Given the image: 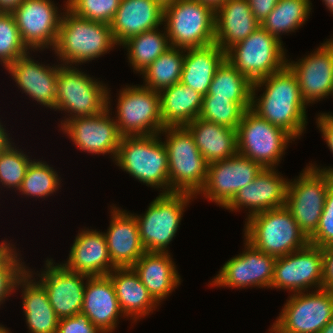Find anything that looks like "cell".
<instances>
[{
    "instance_id": "1",
    "label": "cell",
    "mask_w": 333,
    "mask_h": 333,
    "mask_svg": "<svg viewBox=\"0 0 333 333\" xmlns=\"http://www.w3.org/2000/svg\"><path fill=\"white\" fill-rule=\"evenodd\" d=\"M263 88L265 91L258 96L257 92ZM307 106L296 74L288 65L252 85L251 109L264 120L284 129L295 140L305 133Z\"/></svg>"
},
{
    "instance_id": "2",
    "label": "cell",
    "mask_w": 333,
    "mask_h": 333,
    "mask_svg": "<svg viewBox=\"0 0 333 333\" xmlns=\"http://www.w3.org/2000/svg\"><path fill=\"white\" fill-rule=\"evenodd\" d=\"M64 6L57 42L53 49L61 61L59 63L71 66L86 64L104 56L117 46L110 24L75 15L67 8V1Z\"/></svg>"
},
{
    "instance_id": "3",
    "label": "cell",
    "mask_w": 333,
    "mask_h": 333,
    "mask_svg": "<svg viewBox=\"0 0 333 333\" xmlns=\"http://www.w3.org/2000/svg\"><path fill=\"white\" fill-rule=\"evenodd\" d=\"M161 139L159 134L122 136L113 162L146 186L169 193L168 157Z\"/></svg>"
},
{
    "instance_id": "4",
    "label": "cell",
    "mask_w": 333,
    "mask_h": 333,
    "mask_svg": "<svg viewBox=\"0 0 333 333\" xmlns=\"http://www.w3.org/2000/svg\"><path fill=\"white\" fill-rule=\"evenodd\" d=\"M245 220L244 239L257 250L275 258L309 243L286 206L254 214Z\"/></svg>"
},
{
    "instance_id": "5",
    "label": "cell",
    "mask_w": 333,
    "mask_h": 333,
    "mask_svg": "<svg viewBox=\"0 0 333 333\" xmlns=\"http://www.w3.org/2000/svg\"><path fill=\"white\" fill-rule=\"evenodd\" d=\"M164 146L169 166V193L185 192L196 196L205 185L208 163L185 126H167Z\"/></svg>"
},
{
    "instance_id": "6",
    "label": "cell",
    "mask_w": 333,
    "mask_h": 333,
    "mask_svg": "<svg viewBox=\"0 0 333 333\" xmlns=\"http://www.w3.org/2000/svg\"><path fill=\"white\" fill-rule=\"evenodd\" d=\"M107 108L108 87L105 83L75 66L59 64L55 111L69 113L60 121L59 127L72 118L95 116Z\"/></svg>"
},
{
    "instance_id": "7",
    "label": "cell",
    "mask_w": 333,
    "mask_h": 333,
    "mask_svg": "<svg viewBox=\"0 0 333 333\" xmlns=\"http://www.w3.org/2000/svg\"><path fill=\"white\" fill-rule=\"evenodd\" d=\"M163 25L171 47L189 49L215 43V9L199 0L164 6Z\"/></svg>"
},
{
    "instance_id": "8",
    "label": "cell",
    "mask_w": 333,
    "mask_h": 333,
    "mask_svg": "<svg viewBox=\"0 0 333 333\" xmlns=\"http://www.w3.org/2000/svg\"><path fill=\"white\" fill-rule=\"evenodd\" d=\"M196 196L185 192L160 193L144 214H135L141 243L148 252H169L183 212Z\"/></svg>"
},
{
    "instance_id": "9",
    "label": "cell",
    "mask_w": 333,
    "mask_h": 333,
    "mask_svg": "<svg viewBox=\"0 0 333 333\" xmlns=\"http://www.w3.org/2000/svg\"><path fill=\"white\" fill-rule=\"evenodd\" d=\"M282 41L261 26L226 51L228 60L252 84L287 65Z\"/></svg>"
},
{
    "instance_id": "10",
    "label": "cell",
    "mask_w": 333,
    "mask_h": 333,
    "mask_svg": "<svg viewBox=\"0 0 333 333\" xmlns=\"http://www.w3.org/2000/svg\"><path fill=\"white\" fill-rule=\"evenodd\" d=\"M292 141L295 139L288 132L264 120L251 108L244 111L237 128L238 154L263 168H276Z\"/></svg>"
},
{
    "instance_id": "11",
    "label": "cell",
    "mask_w": 333,
    "mask_h": 333,
    "mask_svg": "<svg viewBox=\"0 0 333 333\" xmlns=\"http://www.w3.org/2000/svg\"><path fill=\"white\" fill-rule=\"evenodd\" d=\"M309 165L297 178L289 180L285 204L308 239L317 229L327 192L333 185L331 174Z\"/></svg>"
},
{
    "instance_id": "12",
    "label": "cell",
    "mask_w": 333,
    "mask_h": 333,
    "mask_svg": "<svg viewBox=\"0 0 333 333\" xmlns=\"http://www.w3.org/2000/svg\"><path fill=\"white\" fill-rule=\"evenodd\" d=\"M125 86L118 93L114 117L119 134L121 136L159 134L165 128L160 113L159 92L143 85Z\"/></svg>"
},
{
    "instance_id": "13",
    "label": "cell",
    "mask_w": 333,
    "mask_h": 333,
    "mask_svg": "<svg viewBox=\"0 0 333 333\" xmlns=\"http://www.w3.org/2000/svg\"><path fill=\"white\" fill-rule=\"evenodd\" d=\"M288 298L271 325L276 333H319L333 317L331 290L293 293Z\"/></svg>"
},
{
    "instance_id": "14",
    "label": "cell",
    "mask_w": 333,
    "mask_h": 333,
    "mask_svg": "<svg viewBox=\"0 0 333 333\" xmlns=\"http://www.w3.org/2000/svg\"><path fill=\"white\" fill-rule=\"evenodd\" d=\"M323 250L308 243L305 247L275 260L271 289L292 294L323 289ZM314 286V287H313Z\"/></svg>"
},
{
    "instance_id": "15",
    "label": "cell",
    "mask_w": 333,
    "mask_h": 333,
    "mask_svg": "<svg viewBox=\"0 0 333 333\" xmlns=\"http://www.w3.org/2000/svg\"><path fill=\"white\" fill-rule=\"evenodd\" d=\"M58 9L52 0H24L12 12L22 42L30 51L54 49L63 16Z\"/></svg>"
},
{
    "instance_id": "16",
    "label": "cell",
    "mask_w": 333,
    "mask_h": 333,
    "mask_svg": "<svg viewBox=\"0 0 333 333\" xmlns=\"http://www.w3.org/2000/svg\"><path fill=\"white\" fill-rule=\"evenodd\" d=\"M276 258L254 248L244 239V250L221 267L209 285L245 289L271 288Z\"/></svg>"
},
{
    "instance_id": "17",
    "label": "cell",
    "mask_w": 333,
    "mask_h": 333,
    "mask_svg": "<svg viewBox=\"0 0 333 333\" xmlns=\"http://www.w3.org/2000/svg\"><path fill=\"white\" fill-rule=\"evenodd\" d=\"M110 91L108 89V108L104 112L90 117L72 118L66 121L60 130L69 136L78 149L94 156L110 154L114 161L122 136L118 132L114 117L111 118L110 115L113 110L110 108Z\"/></svg>"
},
{
    "instance_id": "18",
    "label": "cell",
    "mask_w": 333,
    "mask_h": 333,
    "mask_svg": "<svg viewBox=\"0 0 333 333\" xmlns=\"http://www.w3.org/2000/svg\"><path fill=\"white\" fill-rule=\"evenodd\" d=\"M54 259L45 260V269L37 274L27 267V271L40 279L38 282L47 292L49 302L59 319L81 313L84 290L89 276L68 270ZM86 280V281H84Z\"/></svg>"
},
{
    "instance_id": "19",
    "label": "cell",
    "mask_w": 333,
    "mask_h": 333,
    "mask_svg": "<svg viewBox=\"0 0 333 333\" xmlns=\"http://www.w3.org/2000/svg\"><path fill=\"white\" fill-rule=\"evenodd\" d=\"M263 167L251 159L236 154L208 164L205 185L197 195L225 207L247 184L253 182Z\"/></svg>"
},
{
    "instance_id": "20",
    "label": "cell",
    "mask_w": 333,
    "mask_h": 333,
    "mask_svg": "<svg viewBox=\"0 0 333 333\" xmlns=\"http://www.w3.org/2000/svg\"><path fill=\"white\" fill-rule=\"evenodd\" d=\"M296 74L302 98L307 105L318 102L333 92V38L298 61L287 60Z\"/></svg>"
},
{
    "instance_id": "21",
    "label": "cell",
    "mask_w": 333,
    "mask_h": 333,
    "mask_svg": "<svg viewBox=\"0 0 333 333\" xmlns=\"http://www.w3.org/2000/svg\"><path fill=\"white\" fill-rule=\"evenodd\" d=\"M276 168H263L255 180L240 189L224 207L230 211L247 209V218L254 214L285 206L287 198V180Z\"/></svg>"
},
{
    "instance_id": "22",
    "label": "cell",
    "mask_w": 333,
    "mask_h": 333,
    "mask_svg": "<svg viewBox=\"0 0 333 333\" xmlns=\"http://www.w3.org/2000/svg\"><path fill=\"white\" fill-rule=\"evenodd\" d=\"M30 52L16 59L5 69L16 82V86L29 98L37 101L43 107L55 111L56 83L59 70L58 65H45L30 57ZM50 65V66H49Z\"/></svg>"
},
{
    "instance_id": "23",
    "label": "cell",
    "mask_w": 333,
    "mask_h": 333,
    "mask_svg": "<svg viewBox=\"0 0 333 333\" xmlns=\"http://www.w3.org/2000/svg\"><path fill=\"white\" fill-rule=\"evenodd\" d=\"M110 225L105 234L112 264L116 268L132 267L146 252L134 213L110 206Z\"/></svg>"
},
{
    "instance_id": "24",
    "label": "cell",
    "mask_w": 333,
    "mask_h": 333,
    "mask_svg": "<svg viewBox=\"0 0 333 333\" xmlns=\"http://www.w3.org/2000/svg\"><path fill=\"white\" fill-rule=\"evenodd\" d=\"M79 232L70 248L67 261L61 264L68 270L89 277L108 275L116 267L112 264L104 232L89 228Z\"/></svg>"
},
{
    "instance_id": "25",
    "label": "cell",
    "mask_w": 333,
    "mask_h": 333,
    "mask_svg": "<svg viewBox=\"0 0 333 333\" xmlns=\"http://www.w3.org/2000/svg\"><path fill=\"white\" fill-rule=\"evenodd\" d=\"M164 7L155 0H121L110 23L117 46L133 36L163 25Z\"/></svg>"
},
{
    "instance_id": "26",
    "label": "cell",
    "mask_w": 333,
    "mask_h": 333,
    "mask_svg": "<svg viewBox=\"0 0 333 333\" xmlns=\"http://www.w3.org/2000/svg\"><path fill=\"white\" fill-rule=\"evenodd\" d=\"M81 313L102 333H112L119 317H124L111 279L106 276L88 277ZM119 316V317H118Z\"/></svg>"
},
{
    "instance_id": "27",
    "label": "cell",
    "mask_w": 333,
    "mask_h": 333,
    "mask_svg": "<svg viewBox=\"0 0 333 333\" xmlns=\"http://www.w3.org/2000/svg\"><path fill=\"white\" fill-rule=\"evenodd\" d=\"M172 258L170 252L146 251L132 266L159 305L181 284V277Z\"/></svg>"
},
{
    "instance_id": "28",
    "label": "cell",
    "mask_w": 333,
    "mask_h": 333,
    "mask_svg": "<svg viewBox=\"0 0 333 333\" xmlns=\"http://www.w3.org/2000/svg\"><path fill=\"white\" fill-rule=\"evenodd\" d=\"M259 27L248 0H227L215 9V43L225 52Z\"/></svg>"
},
{
    "instance_id": "29",
    "label": "cell",
    "mask_w": 333,
    "mask_h": 333,
    "mask_svg": "<svg viewBox=\"0 0 333 333\" xmlns=\"http://www.w3.org/2000/svg\"><path fill=\"white\" fill-rule=\"evenodd\" d=\"M107 276L113 283L124 318H133L132 323L149 316L158 307L132 267L115 268Z\"/></svg>"
},
{
    "instance_id": "30",
    "label": "cell",
    "mask_w": 333,
    "mask_h": 333,
    "mask_svg": "<svg viewBox=\"0 0 333 333\" xmlns=\"http://www.w3.org/2000/svg\"><path fill=\"white\" fill-rule=\"evenodd\" d=\"M31 278L33 276L26 270L15 286V291L22 288V308L29 333H56L59 318L44 287Z\"/></svg>"
},
{
    "instance_id": "31",
    "label": "cell",
    "mask_w": 333,
    "mask_h": 333,
    "mask_svg": "<svg viewBox=\"0 0 333 333\" xmlns=\"http://www.w3.org/2000/svg\"><path fill=\"white\" fill-rule=\"evenodd\" d=\"M185 127L208 164L233 157L237 152V130L196 118Z\"/></svg>"
},
{
    "instance_id": "32",
    "label": "cell",
    "mask_w": 333,
    "mask_h": 333,
    "mask_svg": "<svg viewBox=\"0 0 333 333\" xmlns=\"http://www.w3.org/2000/svg\"><path fill=\"white\" fill-rule=\"evenodd\" d=\"M226 59V52L216 43L199 48L185 49L180 82L207 95L213 76Z\"/></svg>"
},
{
    "instance_id": "33",
    "label": "cell",
    "mask_w": 333,
    "mask_h": 333,
    "mask_svg": "<svg viewBox=\"0 0 333 333\" xmlns=\"http://www.w3.org/2000/svg\"><path fill=\"white\" fill-rule=\"evenodd\" d=\"M163 126H185L199 117L203 95L181 82L159 92Z\"/></svg>"
},
{
    "instance_id": "34",
    "label": "cell",
    "mask_w": 333,
    "mask_h": 333,
    "mask_svg": "<svg viewBox=\"0 0 333 333\" xmlns=\"http://www.w3.org/2000/svg\"><path fill=\"white\" fill-rule=\"evenodd\" d=\"M252 83L228 60L216 70L210 84L208 95L212 99H230L244 110L251 108Z\"/></svg>"
},
{
    "instance_id": "35",
    "label": "cell",
    "mask_w": 333,
    "mask_h": 333,
    "mask_svg": "<svg viewBox=\"0 0 333 333\" xmlns=\"http://www.w3.org/2000/svg\"><path fill=\"white\" fill-rule=\"evenodd\" d=\"M156 28L125 41L121 46L127 50L128 62L135 73H141L171 46L165 26Z\"/></svg>"
},
{
    "instance_id": "36",
    "label": "cell",
    "mask_w": 333,
    "mask_h": 333,
    "mask_svg": "<svg viewBox=\"0 0 333 333\" xmlns=\"http://www.w3.org/2000/svg\"><path fill=\"white\" fill-rule=\"evenodd\" d=\"M311 10L310 0H279L260 26L282 41V34L295 32L308 21Z\"/></svg>"
},
{
    "instance_id": "37",
    "label": "cell",
    "mask_w": 333,
    "mask_h": 333,
    "mask_svg": "<svg viewBox=\"0 0 333 333\" xmlns=\"http://www.w3.org/2000/svg\"><path fill=\"white\" fill-rule=\"evenodd\" d=\"M185 49L170 47L151 63L140 75L143 86L160 92L181 80Z\"/></svg>"
},
{
    "instance_id": "38",
    "label": "cell",
    "mask_w": 333,
    "mask_h": 333,
    "mask_svg": "<svg viewBox=\"0 0 333 333\" xmlns=\"http://www.w3.org/2000/svg\"><path fill=\"white\" fill-rule=\"evenodd\" d=\"M58 172L46 161L36 160L30 163L18 192L23 196L46 198L61 187Z\"/></svg>"
},
{
    "instance_id": "39",
    "label": "cell",
    "mask_w": 333,
    "mask_h": 333,
    "mask_svg": "<svg viewBox=\"0 0 333 333\" xmlns=\"http://www.w3.org/2000/svg\"><path fill=\"white\" fill-rule=\"evenodd\" d=\"M17 148L12 143L0 154V184L15 191L20 188L33 161L22 149Z\"/></svg>"
},
{
    "instance_id": "40",
    "label": "cell",
    "mask_w": 333,
    "mask_h": 333,
    "mask_svg": "<svg viewBox=\"0 0 333 333\" xmlns=\"http://www.w3.org/2000/svg\"><path fill=\"white\" fill-rule=\"evenodd\" d=\"M244 111L237 102L230 99H212L207 94L203 96L199 118L237 130Z\"/></svg>"
},
{
    "instance_id": "41",
    "label": "cell",
    "mask_w": 333,
    "mask_h": 333,
    "mask_svg": "<svg viewBox=\"0 0 333 333\" xmlns=\"http://www.w3.org/2000/svg\"><path fill=\"white\" fill-rule=\"evenodd\" d=\"M29 52L22 42L12 13H0V64L6 68Z\"/></svg>"
},
{
    "instance_id": "42",
    "label": "cell",
    "mask_w": 333,
    "mask_h": 333,
    "mask_svg": "<svg viewBox=\"0 0 333 333\" xmlns=\"http://www.w3.org/2000/svg\"><path fill=\"white\" fill-rule=\"evenodd\" d=\"M121 0H67V8L75 15L110 24Z\"/></svg>"
},
{
    "instance_id": "43",
    "label": "cell",
    "mask_w": 333,
    "mask_h": 333,
    "mask_svg": "<svg viewBox=\"0 0 333 333\" xmlns=\"http://www.w3.org/2000/svg\"><path fill=\"white\" fill-rule=\"evenodd\" d=\"M16 251L15 245L0 259V306L15 292L17 280L25 273L27 266ZM6 298V299H5Z\"/></svg>"
},
{
    "instance_id": "44",
    "label": "cell",
    "mask_w": 333,
    "mask_h": 333,
    "mask_svg": "<svg viewBox=\"0 0 333 333\" xmlns=\"http://www.w3.org/2000/svg\"><path fill=\"white\" fill-rule=\"evenodd\" d=\"M309 243L320 248L333 246V185L327 192L322 215Z\"/></svg>"
},
{
    "instance_id": "45",
    "label": "cell",
    "mask_w": 333,
    "mask_h": 333,
    "mask_svg": "<svg viewBox=\"0 0 333 333\" xmlns=\"http://www.w3.org/2000/svg\"><path fill=\"white\" fill-rule=\"evenodd\" d=\"M56 333H102L83 313L59 319Z\"/></svg>"
},
{
    "instance_id": "46",
    "label": "cell",
    "mask_w": 333,
    "mask_h": 333,
    "mask_svg": "<svg viewBox=\"0 0 333 333\" xmlns=\"http://www.w3.org/2000/svg\"><path fill=\"white\" fill-rule=\"evenodd\" d=\"M316 123L319 131L322 133V137L324 138V141L326 142L327 146L329 147L330 151L333 154V116L328 115L326 113H319L316 118ZM311 164L313 167L328 172L329 174H333V167L327 166V167H320L316 164ZM318 166V167H317Z\"/></svg>"
},
{
    "instance_id": "47",
    "label": "cell",
    "mask_w": 333,
    "mask_h": 333,
    "mask_svg": "<svg viewBox=\"0 0 333 333\" xmlns=\"http://www.w3.org/2000/svg\"><path fill=\"white\" fill-rule=\"evenodd\" d=\"M323 289L333 291V246L323 247Z\"/></svg>"
},
{
    "instance_id": "48",
    "label": "cell",
    "mask_w": 333,
    "mask_h": 333,
    "mask_svg": "<svg viewBox=\"0 0 333 333\" xmlns=\"http://www.w3.org/2000/svg\"><path fill=\"white\" fill-rule=\"evenodd\" d=\"M279 0H248L252 14L261 24L273 11Z\"/></svg>"
},
{
    "instance_id": "49",
    "label": "cell",
    "mask_w": 333,
    "mask_h": 333,
    "mask_svg": "<svg viewBox=\"0 0 333 333\" xmlns=\"http://www.w3.org/2000/svg\"><path fill=\"white\" fill-rule=\"evenodd\" d=\"M24 0H0V13H12Z\"/></svg>"
},
{
    "instance_id": "50",
    "label": "cell",
    "mask_w": 333,
    "mask_h": 333,
    "mask_svg": "<svg viewBox=\"0 0 333 333\" xmlns=\"http://www.w3.org/2000/svg\"><path fill=\"white\" fill-rule=\"evenodd\" d=\"M5 125L2 124V121H0V154L9 146L11 145L12 138H10L9 134L6 130Z\"/></svg>"
},
{
    "instance_id": "51",
    "label": "cell",
    "mask_w": 333,
    "mask_h": 333,
    "mask_svg": "<svg viewBox=\"0 0 333 333\" xmlns=\"http://www.w3.org/2000/svg\"><path fill=\"white\" fill-rule=\"evenodd\" d=\"M14 246V244L7 240L0 242V259Z\"/></svg>"
},
{
    "instance_id": "52",
    "label": "cell",
    "mask_w": 333,
    "mask_h": 333,
    "mask_svg": "<svg viewBox=\"0 0 333 333\" xmlns=\"http://www.w3.org/2000/svg\"><path fill=\"white\" fill-rule=\"evenodd\" d=\"M199 1L202 3H206V4L210 5L211 7H213L214 9H216L217 7L222 5L227 0H199Z\"/></svg>"
},
{
    "instance_id": "53",
    "label": "cell",
    "mask_w": 333,
    "mask_h": 333,
    "mask_svg": "<svg viewBox=\"0 0 333 333\" xmlns=\"http://www.w3.org/2000/svg\"><path fill=\"white\" fill-rule=\"evenodd\" d=\"M319 333H333V317Z\"/></svg>"
},
{
    "instance_id": "54",
    "label": "cell",
    "mask_w": 333,
    "mask_h": 333,
    "mask_svg": "<svg viewBox=\"0 0 333 333\" xmlns=\"http://www.w3.org/2000/svg\"><path fill=\"white\" fill-rule=\"evenodd\" d=\"M327 9L333 14V0H322Z\"/></svg>"
},
{
    "instance_id": "55",
    "label": "cell",
    "mask_w": 333,
    "mask_h": 333,
    "mask_svg": "<svg viewBox=\"0 0 333 333\" xmlns=\"http://www.w3.org/2000/svg\"><path fill=\"white\" fill-rule=\"evenodd\" d=\"M155 1L159 2L164 7L167 6L168 4H171L175 0H155Z\"/></svg>"
},
{
    "instance_id": "56",
    "label": "cell",
    "mask_w": 333,
    "mask_h": 333,
    "mask_svg": "<svg viewBox=\"0 0 333 333\" xmlns=\"http://www.w3.org/2000/svg\"><path fill=\"white\" fill-rule=\"evenodd\" d=\"M8 329L9 328L0 324V333H12V332H9L10 330H8Z\"/></svg>"
},
{
    "instance_id": "57",
    "label": "cell",
    "mask_w": 333,
    "mask_h": 333,
    "mask_svg": "<svg viewBox=\"0 0 333 333\" xmlns=\"http://www.w3.org/2000/svg\"><path fill=\"white\" fill-rule=\"evenodd\" d=\"M269 332H270V333H276V332H275V329L273 328V326L269 329Z\"/></svg>"
}]
</instances>
